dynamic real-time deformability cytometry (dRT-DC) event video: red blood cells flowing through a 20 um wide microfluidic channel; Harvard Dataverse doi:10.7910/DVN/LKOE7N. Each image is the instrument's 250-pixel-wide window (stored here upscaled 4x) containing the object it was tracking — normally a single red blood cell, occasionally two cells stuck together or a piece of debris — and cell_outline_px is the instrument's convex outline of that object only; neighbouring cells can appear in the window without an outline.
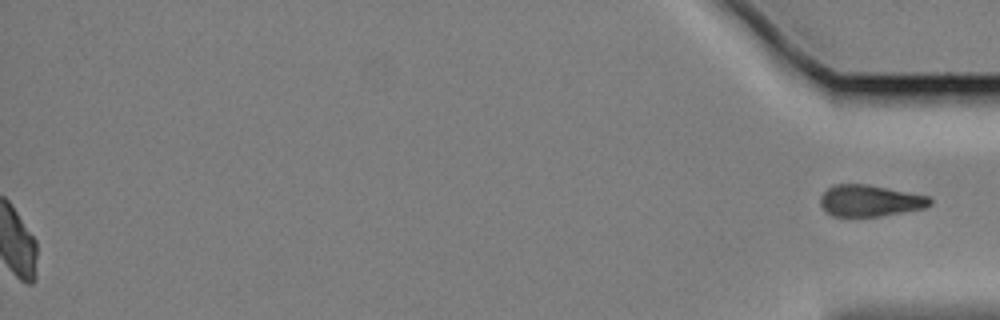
{"species": "Egyptian fruit bat (a non-hibernating species)", "species_latin": "Rousettus aegyptiacus", "temperature_condition": "cold", "stored_images_in_passage": 58, "segment_of_instrument_passage": [2, 2], "camera_frame_rate_fps": 3000, "um_per_image_px": 0.085, "animal": {"sex": "female"}, "frame": {"image": 1, "passage_image": 58, "time_ms": 19.0, "image_size_px": [1000, 320], "cell_outline_px": [[932, 204], [924, 208], [904, 212], [880, 216], [832, 216], [820, 204], [820, 196], [828, 188], [836, 184], [868, 184], [928, 196], [932, 200]], "centroid_in_image_um": [73.95, 17.06], "position_along_channel_um": 361.2, "area_um2": 20.0}}